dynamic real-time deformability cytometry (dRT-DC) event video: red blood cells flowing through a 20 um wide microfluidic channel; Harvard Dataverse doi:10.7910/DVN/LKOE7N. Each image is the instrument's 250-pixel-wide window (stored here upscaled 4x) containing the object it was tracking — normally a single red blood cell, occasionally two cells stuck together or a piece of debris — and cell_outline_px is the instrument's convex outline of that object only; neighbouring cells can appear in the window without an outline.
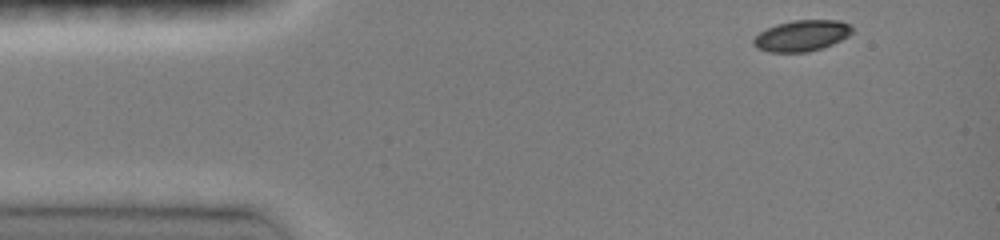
{"species": "common noctule bat (a hibernating species)", "species_latin": "Nyctalus noctula", "temperature_condition": "room temperature", "stored_images_in_passage": 39, "camera_frame_rate_fps": 3000, "um_per_image_px": 0.085, "animal": {"sex": "female", "body_mass_g": 19.0, "forearm_length_mm": 51.5}, "frame": {"image": 1, "passage_image": 1, "time_ms": 0.0, "image_size_px": [1000, 240], "cell_outline_px": [[852, 32], [848, 36], [832, 44], [808, 52], [768, 52], [756, 48], [752, 44], [752, 40], [760, 32], [776, 24], [792, 20], [840, 20], [848, 24], [852, 28]], "centroid_in_image_um": [68.11, 3.03], "position_along_channel_um": 16.9, "area_um2": 17.8}}
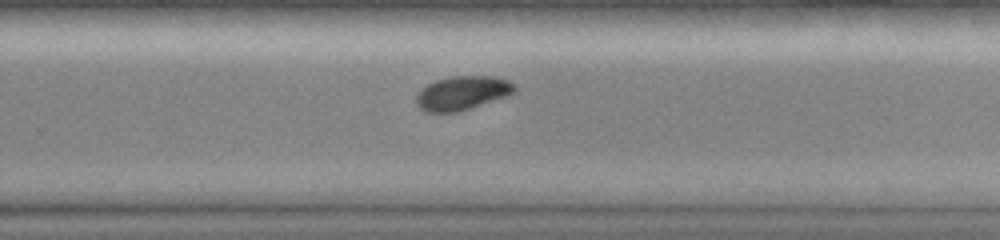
{"frame": {"image": 2, "passage_image": 27, "time_ms": 8.667, "image_size_px": [1000, 240], "cell_outline_px": [[516, 88], [512, 92], [504, 96], [456, 112], [424, 112], [416, 104], [416, 96], [428, 84], [436, 80], [452, 76], [492, 76], [508, 80]], "centroid_in_image_um": [39.24, 7.9], "position_along_channel_um": 290.6, "area_um2": 18.84}}
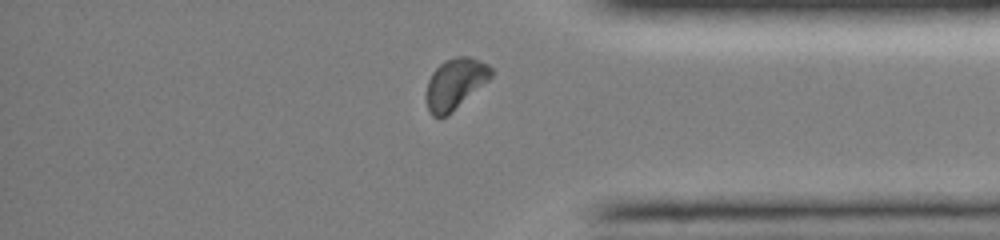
{"frame": {"image": 3, "passage_image": 35, "time_ms": 11.333, "image_size_px": [1000, 240], "cell_outline_px": [[492, 76], [488, 80], [440, 120], [432, 116], [428, 112], [428, 80], [432, 72], [444, 60], [456, 56], [468, 56], [488, 64], [492, 68]], "centroid_in_image_um": [38.68, 7.09], "position_along_channel_um": 396.5, "area_um2": 18.67}, "authors_computed_cell_mechanics": {"area_um2": 19.074, "velocity_mm_per_s": 4.0981, "shape_relaxation_time_tau1_ms": 2.199, "shape_relaxation_time_tau2_ms": null, "deformation_change_tau1": 0.0918, "deformation_change_tau2": null}}